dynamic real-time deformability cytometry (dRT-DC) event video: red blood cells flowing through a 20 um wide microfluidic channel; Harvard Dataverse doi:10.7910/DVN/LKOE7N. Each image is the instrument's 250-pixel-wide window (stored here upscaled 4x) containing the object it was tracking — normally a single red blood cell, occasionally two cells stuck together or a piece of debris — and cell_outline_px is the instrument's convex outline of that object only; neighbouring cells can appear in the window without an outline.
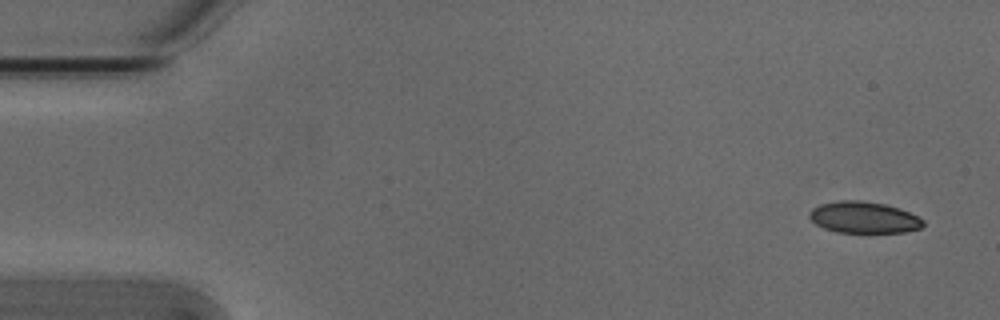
{"species": "Egyptian fruit bat (a non-hibernating species)", "species_latin": "Rousettus aegyptiacus", "temperature_condition": "cold", "stored_images_in_passage": 4, "camera_frame_rate_fps": 3000, "um_per_image_px": 0.085, "animal": {"sex": "male"}, "frame": {"image": 1, "passage_image": 1, "time_ms": 0.0, "image_size_px": [1000, 320], "cell_outline_px": [[924, 224], [920, 228], [904, 232], [836, 232], [824, 228], [816, 224], [808, 216], [808, 212], [812, 208], [820, 204], [840, 200], [860, 200], [884, 204], [900, 208], [924, 220]], "centroid_in_image_um": [73.39, 18.47], "position_along_channel_um": 11.6, "area_um2": 20.81}}